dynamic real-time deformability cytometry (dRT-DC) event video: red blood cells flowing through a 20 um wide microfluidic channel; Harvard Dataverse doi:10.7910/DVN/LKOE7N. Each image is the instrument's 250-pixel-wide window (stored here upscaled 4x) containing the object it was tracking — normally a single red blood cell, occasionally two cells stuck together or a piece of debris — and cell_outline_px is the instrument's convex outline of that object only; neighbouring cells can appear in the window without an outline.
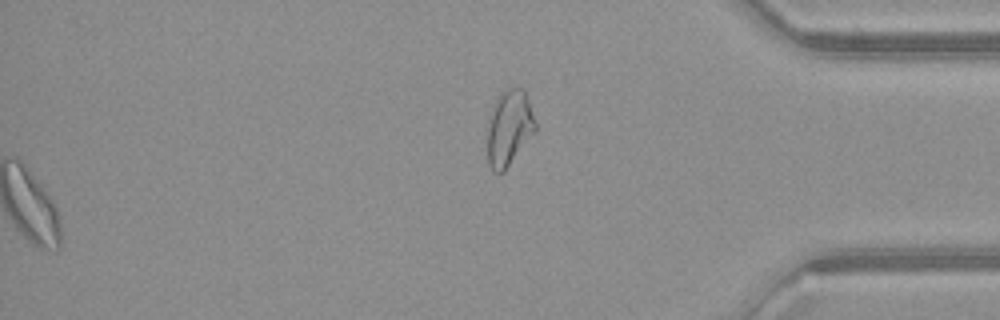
{"species": "common noctule bat (a hibernating species)", "species_latin": "Nyctalus noctula", "temperature_condition": "warm", "stored_images_in_passage": 52, "segment_of_instrument_passage": [2, 2], "camera_frame_rate_fps": 3000, "um_per_image_px": 0.085, "animal": {"sex": "female", "body_mass_g": 21.9}, "frame": {"image": 1, "passage_image": 52, "time_ms": 17.0, "image_size_px": [1000, 320], "cell_outline_px": [[536, 132], [504, 172], [492, 172], [488, 164], [484, 136], [492, 104], [496, 96], [500, 92], [508, 88], [524, 88], [536, 124]], "centroid_in_image_um": [43.21, 10.9], "position_along_channel_um": 392.0, "area_um2": 22.14}}